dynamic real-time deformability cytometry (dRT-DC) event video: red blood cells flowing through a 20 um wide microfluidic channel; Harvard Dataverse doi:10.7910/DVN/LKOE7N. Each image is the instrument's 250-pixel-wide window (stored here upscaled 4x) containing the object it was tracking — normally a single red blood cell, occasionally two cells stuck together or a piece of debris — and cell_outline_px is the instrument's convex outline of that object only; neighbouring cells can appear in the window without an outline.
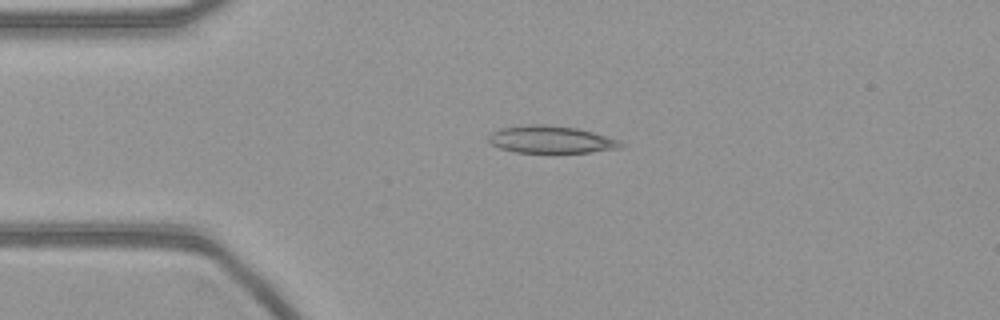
{"species": "common noctule bat (a hibernating species)", "species_latin": "Nyctalus noctula", "temperature_condition": "warm", "stored_images_in_passage": 50, "camera_frame_rate_fps": 3000, "um_per_image_px": 0.085, "animal": {"sex": "female", "body_mass_g": 21.9}, "frame": {"image": 1, "passage_image": 8, "time_ms": 2.333, "image_size_px": [1000, 320], "cell_outline_px": [[628, 144], [620, 148], [592, 152], [516, 152], [500, 148], [492, 144], [488, 140], [488, 136], [492, 132], [500, 128], [532, 124], [540, 124], [576, 128], [592, 132], [620, 140]], "centroid_in_image_um": [46.87, 11.86], "position_along_channel_um": 38.1, "area_um2": 20.92}}
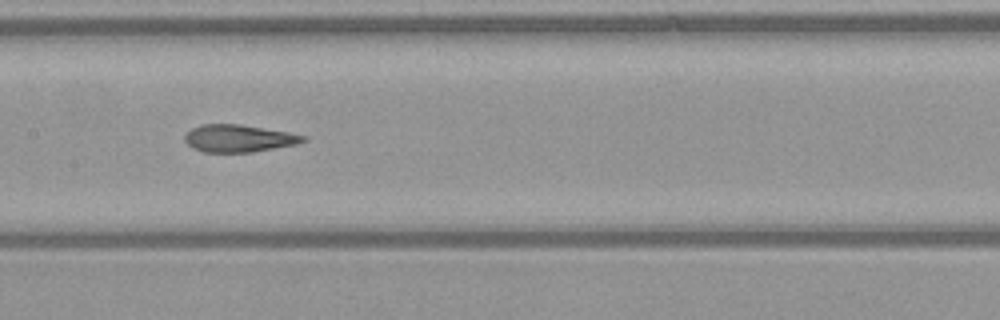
{"frame": {"image": 2, "passage_image": 22, "time_ms": 7.0, "image_size_px": [1000, 320], "cell_outline_px": [[308, 140], [296, 144], [252, 152], [204, 152], [192, 148], [184, 140], [184, 136], [192, 128], [200, 124], [240, 124], [288, 132], [308, 136]], "centroid_in_image_um": [20.29, 11.76], "position_along_channel_um": 187.1, "area_um2": 18.9}}
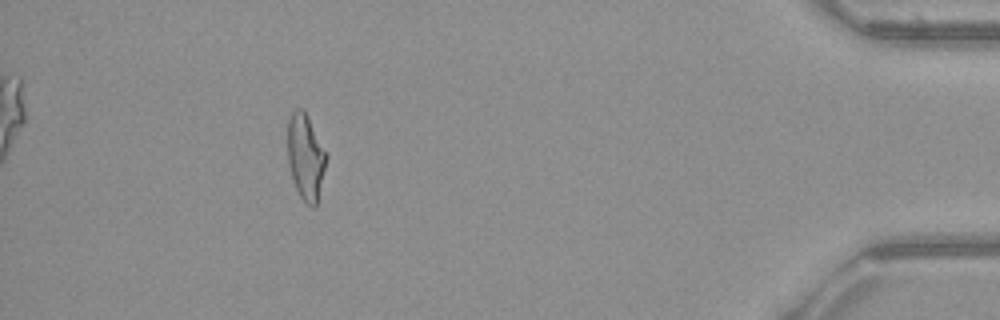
{"frame": {"image": 3, "passage_image": 45, "time_ms": 14.667, "image_size_px": [1000, 320], "cell_outline_px": [[328, 156], [316, 208], [312, 208], [300, 196], [292, 180], [288, 164], [288, 120], [292, 112], [296, 108], [304, 108], [328, 152]], "centroid_in_image_um": [26.0, 13.31], "position_along_channel_um": 409.2, "area_um2": 19.83}}